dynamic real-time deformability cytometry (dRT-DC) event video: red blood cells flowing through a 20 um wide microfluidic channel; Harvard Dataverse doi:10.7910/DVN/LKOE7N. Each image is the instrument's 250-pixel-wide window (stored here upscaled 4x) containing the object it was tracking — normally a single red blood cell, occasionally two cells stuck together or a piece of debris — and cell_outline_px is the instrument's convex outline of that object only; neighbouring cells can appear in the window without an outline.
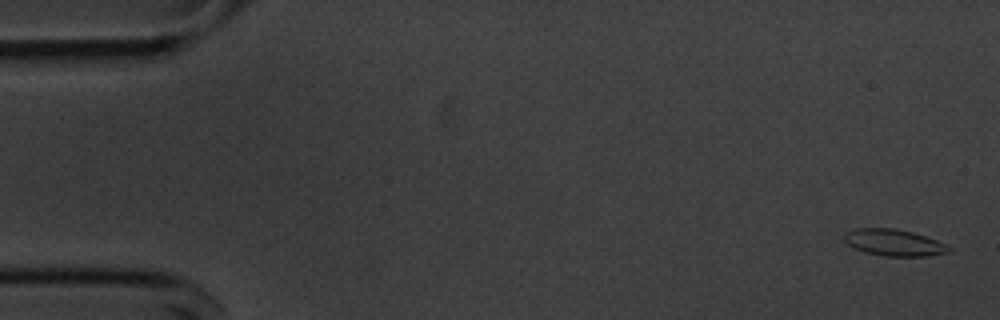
{"species": "common noctule bat (a hibernating species)", "species_latin": "Nyctalus noctula", "temperature_condition": "cold", "stored_images_in_passage": 11, "camera_frame_rate_fps": 3000, "um_per_image_px": 0.085, "animal": {"sex": "male", "body_mass_g": 20.1, "forearm_length_mm": 53.5}, "frame": {"image": 1, "passage_image": 2, "time_ms": 0.333, "image_size_px": [1000, 320], "cell_outline_px": [[952, 252], [928, 256], [884, 256], [864, 252], [844, 244], [844, 232], [852, 228], [892, 228], [912, 232], [936, 240], [952, 248]], "centroid_in_image_um": [75.93, 20.62], "position_along_channel_um": 9.1, "area_um2": 16.42}}